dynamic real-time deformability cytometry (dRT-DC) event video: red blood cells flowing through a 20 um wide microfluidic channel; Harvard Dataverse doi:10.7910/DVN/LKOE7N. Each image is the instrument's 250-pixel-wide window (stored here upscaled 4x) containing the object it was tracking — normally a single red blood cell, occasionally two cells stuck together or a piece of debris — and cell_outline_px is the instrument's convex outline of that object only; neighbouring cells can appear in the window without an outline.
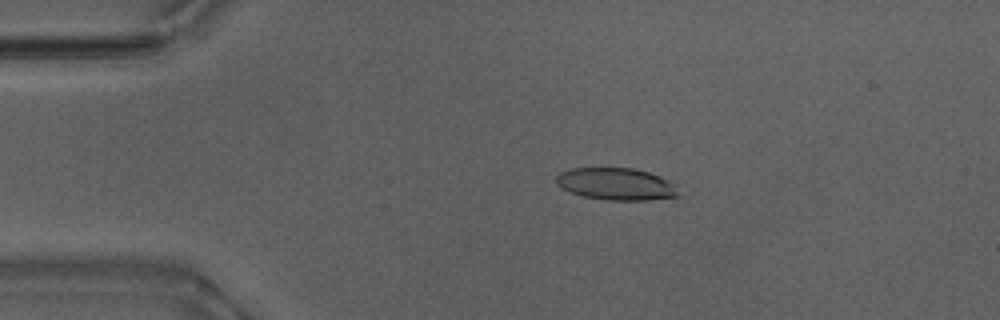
{"species": "Egyptian fruit bat (a non-hibernating species)", "species_latin": "Rousettus aegyptiacus", "temperature_condition": "warm", "stored_images_in_passage": 43, "camera_frame_rate_fps": 3000, "um_per_image_px": 0.085, "animal": {"sex": "male"}, "frame": {"image": 1, "passage_image": 1, "time_ms": 0.0, "image_size_px": [1000, 320], "cell_outline_px": [[684, 196], [648, 200], [608, 200], [584, 196], [572, 192], [556, 184], [556, 176], [560, 172], [572, 168], [632, 168], [648, 172], [660, 176], [668, 180]], "centroid_in_image_um": [52.42, 15.64], "position_along_channel_um": 32.6, "area_um2": 22.83}}
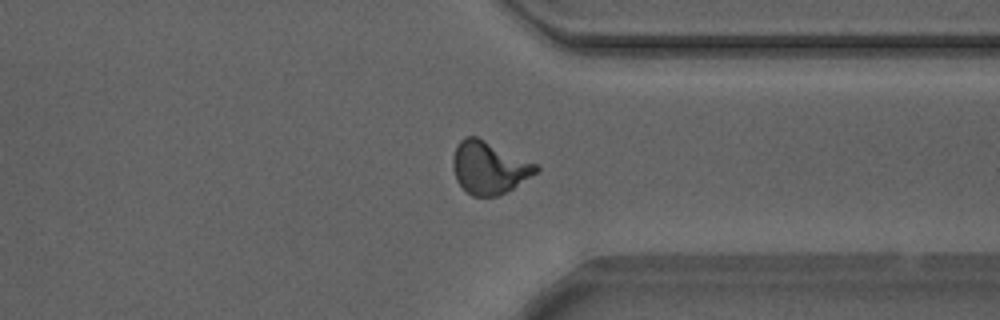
{"frame": {"image": 2, "passage_image": 31, "time_ms": 10.0, "image_size_px": [1000, 320], "cell_outline_px": [[540, 168], [536, 172], [512, 188], [496, 196], [472, 196], [456, 180], [452, 168], [452, 156], [456, 144], [464, 136], [476, 136], [536, 164]], "centroid_in_image_um": [41.5, 14.23], "position_along_channel_um": 369.9, "area_um2": 25.03}}
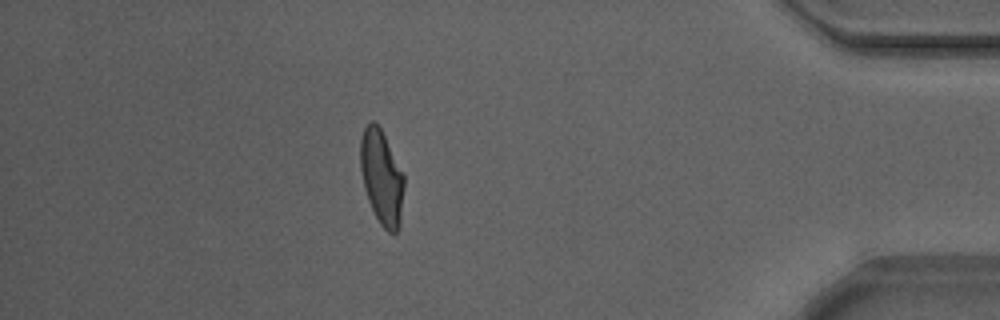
{"frame": {"image": 3, "passage_image": 37, "time_ms": 12.0, "image_size_px": [1000, 320], "cell_outline_px": [[404, 188], [400, 228], [396, 232], [388, 232], [380, 224], [368, 200], [364, 188], [360, 168], [360, 140], [364, 128], [372, 120], [380, 128], [404, 172]], "centroid_in_image_um": [32.45, 15.09], "position_along_channel_um": 402.7, "area_um2": 24.16}, "authors_computed_cell_mechanics": {"area_um2": 24.1604, "velocity_mm_per_s": 3.864, "shape_relaxation_time_tau1_ms": 5.3089, "shape_relaxation_time_tau2_ms": 0.76, "deformation_change_tau1": 0.222, "deformation_change_tau2": 0.0731}}